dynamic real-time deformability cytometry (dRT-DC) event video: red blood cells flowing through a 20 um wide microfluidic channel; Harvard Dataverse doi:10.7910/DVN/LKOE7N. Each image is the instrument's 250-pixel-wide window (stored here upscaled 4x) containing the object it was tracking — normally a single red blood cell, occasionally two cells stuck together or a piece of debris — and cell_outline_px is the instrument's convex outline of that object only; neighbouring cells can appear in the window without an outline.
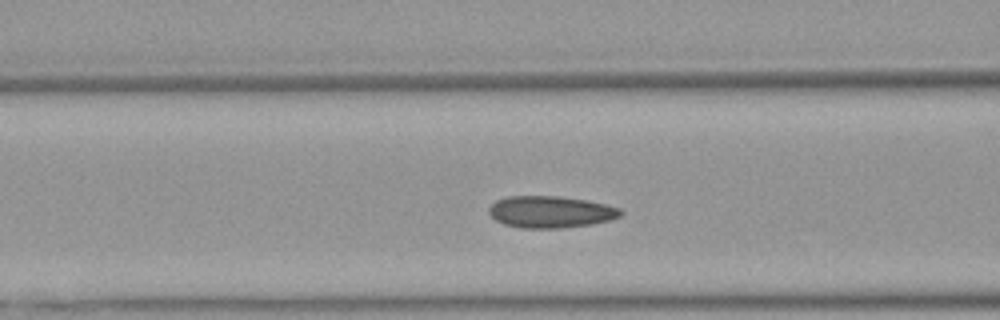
{"species": "Egyptian fruit bat (a non-hibernating species)", "species_latin": "Rousettus aegyptiacus", "temperature_condition": "warm", "stored_images_in_passage": 30, "camera_frame_rate_fps": 3000, "um_per_image_px": 0.085, "animal": {"sex": "female"}, "frame": {"image": 1, "passage_image": 6, "time_ms": 1.667, "image_size_px": [1000, 320], "cell_outline_px": [[624, 212], [620, 216], [612, 220], [592, 224], [560, 228], [520, 228], [504, 224], [496, 220], [488, 212], [488, 208], [496, 200], [508, 196], [556, 196], [584, 200], [604, 204], [620, 208]], "centroid_in_image_um": [46.8, 18.02], "position_along_channel_um": 119.8, "area_um2": 24.39}}
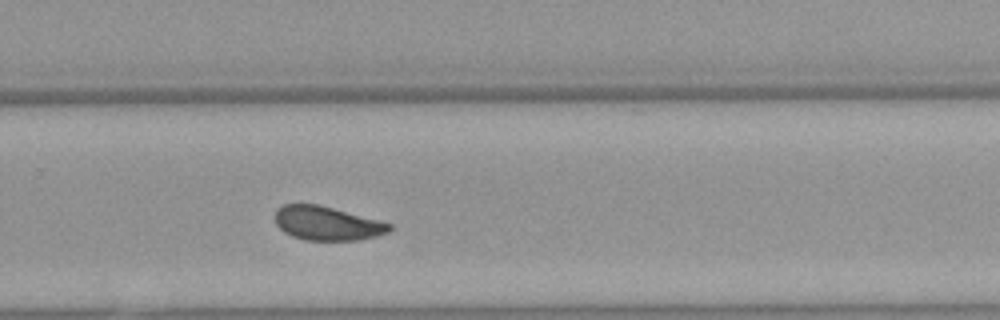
{"frame": {"image": 2, "passage_image": 20, "time_ms": 6.333, "image_size_px": [1000, 320], "cell_outline_px": [[392, 228], [388, 232], [376, 236], [360, 240], [304, 240], [292, 236], [284, 232], [276, 224], [276, 208], [284, 204], [316, 204], [380, 220], [392, 224]], "centroid_in_image_um": [27.8, 18.99], "position_along_channel_um": 302.0, "area_um2": 22.54}}
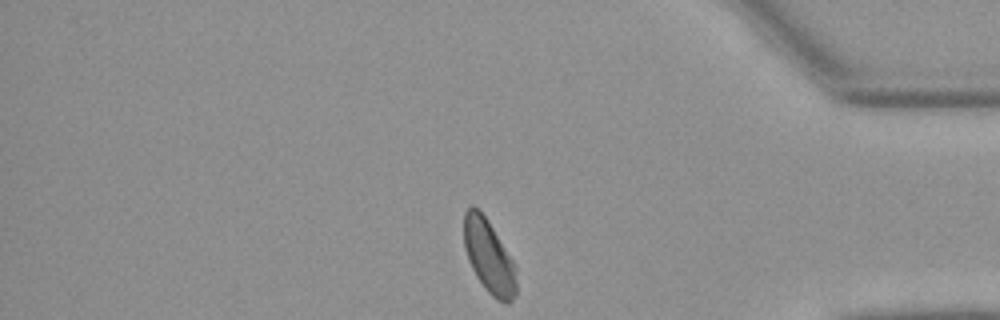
{"frame": {"image": 3, "passage_image": 29, "time_ms": 9.333, "image_size_px": [1000, 320], "cell_outline_px": [[516, 296], [508, 304], [496, 300], [484, 288], [476, 276], [468, 260], [464, 248], [464, 212], [472, 204], [484, 216], [516, 264]], "centroid_in_image_um": [41.57, 21.86], "position_along_channel_um": 393.6, "area_um2": 22.43}}